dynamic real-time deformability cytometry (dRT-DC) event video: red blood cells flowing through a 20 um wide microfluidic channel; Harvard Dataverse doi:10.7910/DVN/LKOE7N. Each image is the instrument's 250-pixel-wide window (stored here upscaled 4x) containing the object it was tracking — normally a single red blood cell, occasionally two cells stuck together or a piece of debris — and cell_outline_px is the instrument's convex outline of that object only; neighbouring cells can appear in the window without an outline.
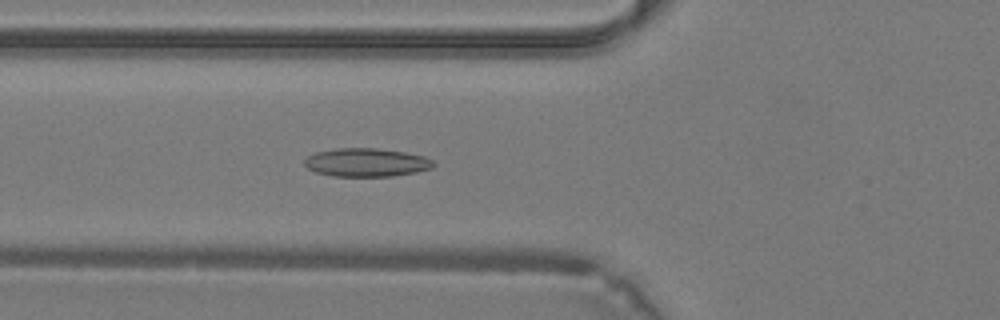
{"species": "common noctule bat (a hibernating species)", "species_latin": "Nyctalus noctula", "temperature_condition": "warm", "stored_images_in_passage": 40, "camera_frame_rate_fps": 3000, "um_per_image_px": 0.085, "animal": {"sex": "male", "body_mass_g": 19.2, "forearm_length_mm": 51.8}, "frame": {"image": 1, "passage_image": 15, "time_ms": 4.667, "image_size_px": [1000, 320], "cell_outline_px": [[436, 164], [432, 168], [416, 172], [392, 176], [332, 176], [316, 172], [308, 168], [304, 164], [304, 160], [308, 156], [316, 152], [336, 148], [376, 148], [404, 152], [424, 156], [432, 160]], "centroid_in_image_um": [31.15, 13.8], "position_along_channel_um": 94.7, "area_um2": 21.33}}
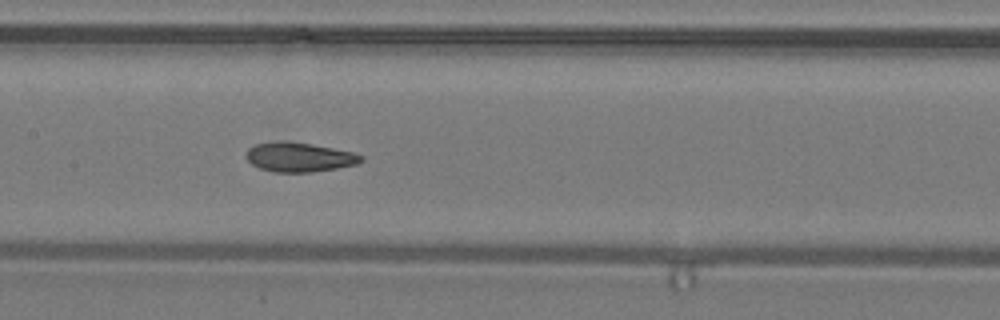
{"frame": {"image": 2, "passage_image": 20, "time_ms": 6.333, "image_size_px": [1000, 320], "cell_outline_px": [[364, 160], [356, 164], [336, 168], [312, 172], [272, 172], [260, 168], [252, 164], [244, 156], [248, 148], [256, 144], [276, 140], [288, 140], [312, 144], [352, 152], [364, 156]], "centroid_in_image_um": [25.4, 13.34], "position_along_channel_um": 182.0, "area_um2": 19.88}}
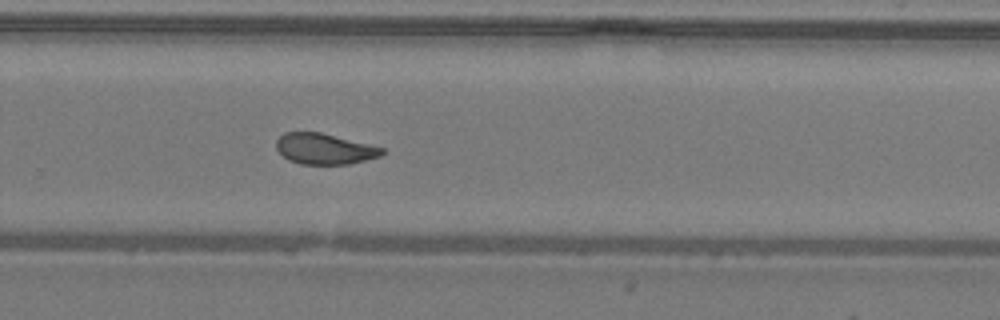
{"frame": {"image": 3, "passage_image": 27, "time_ms": 8.667, "image_size_px": [1000, 320], "cell_outline_px": [[384, 152], [380, 156], [348, 164], [300, 164], [288, 160], [276, 148], [276, 140], [284, 132], [320, 132], [384, 148]], "centroid_in_image_um": [27.55, 12.65], "position_along_channel_um": 302.3, "area_um2": 18.79}}